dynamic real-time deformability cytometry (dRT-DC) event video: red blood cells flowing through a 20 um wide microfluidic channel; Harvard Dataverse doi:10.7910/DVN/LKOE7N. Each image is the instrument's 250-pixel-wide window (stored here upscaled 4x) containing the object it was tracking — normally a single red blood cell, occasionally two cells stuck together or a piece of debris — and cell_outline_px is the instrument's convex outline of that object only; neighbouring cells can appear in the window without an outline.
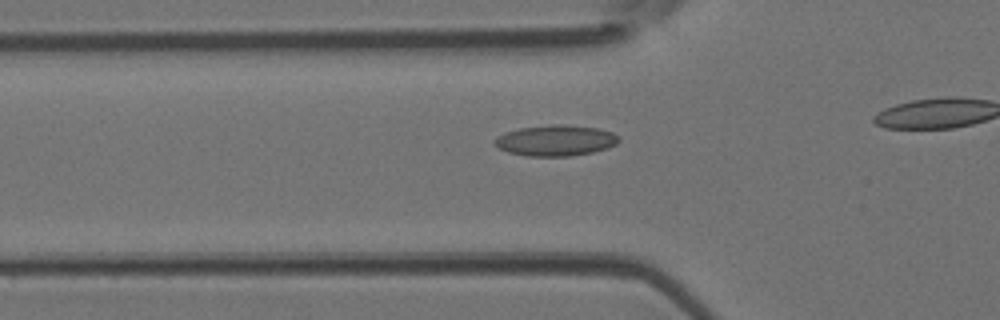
{"species": "Egyptian fruit bat (a non-hibernating species)", "species_latin": "Rousettus aegyptiacus", "temperature_condition": "room temperature", "stored_images_in_passage": 33, "camera_frame_rate_fps": 3000, "um_per_image_px": 0.085, "animal": {"sex": "female"}, "frame": {"image": 1, "passage_image": 12, "time_ms": 3.667, "image_size_px": [1000, 320], "cell_outline_px": [[620, 140], [616, 144], [608, 148], [592, 152], [572, 156], [528, 156], [508, 152], [492, 144], [492, 140], [496, 136], [504, 132], [520, 128], [552, 124], [560, 124], [596, 128], [612, 132], [620, 136]], "centroid_in_image_um": [47.2, 11.94], "position_along_channel_um": 78.6, "area_um2": 22.48}}
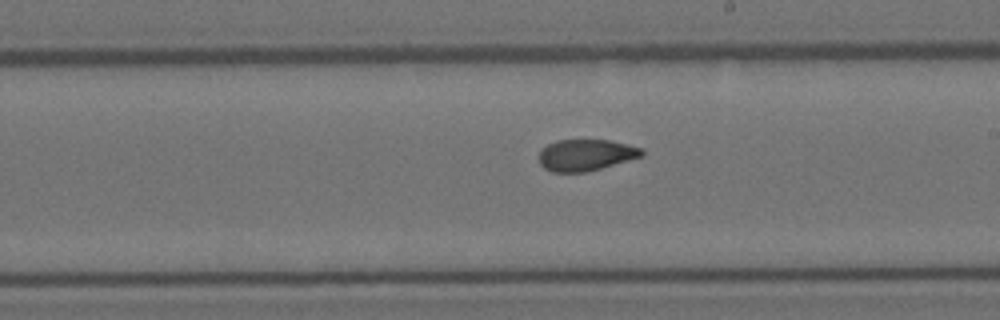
{"frame": {"image": 2, "passage_image": 23, "time_ms": 7.333, "image_size_px": [1000, 320], "cell_outline_px": [[644, 156], [600, 168], [584, 172], [552, 172], [544, 168], [540, 164], [540, 152], [548, 144], [556, 140], [608, 140], [640, 148], [644, 152]], "centroid_in_image_um": [49.78, 13.18], "position_along_channel_um": 239.2, "area_um2": 18.55}}
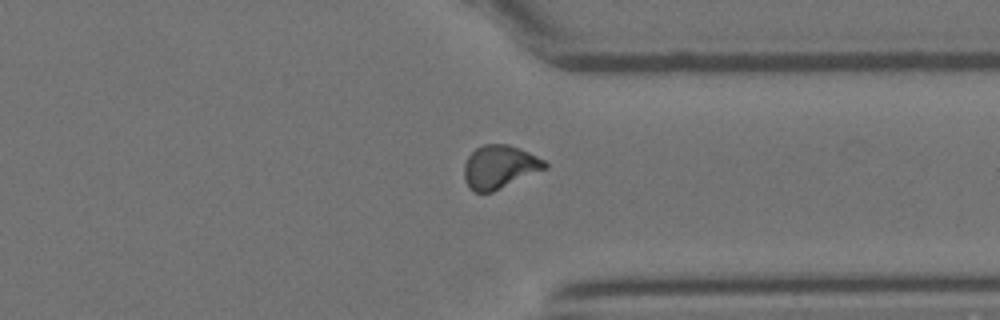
{"frame": {"image": 3, "passage_image": 32, "time_ms": 10.333, "image_size_px": [1000, 320], "cell_outline_px": [[548, 168], [492, 192], [476, 192], [468, 188], [464, 180], [464, 164], [468, 156], [476, 148], [484, 144], [508, 144], [520, 148], [544, 160], [548, 164]], "centroid_in_image_um": [42.45, 14.19], "position_along_channel_um": 368.9, "area_um2": 20.46}}